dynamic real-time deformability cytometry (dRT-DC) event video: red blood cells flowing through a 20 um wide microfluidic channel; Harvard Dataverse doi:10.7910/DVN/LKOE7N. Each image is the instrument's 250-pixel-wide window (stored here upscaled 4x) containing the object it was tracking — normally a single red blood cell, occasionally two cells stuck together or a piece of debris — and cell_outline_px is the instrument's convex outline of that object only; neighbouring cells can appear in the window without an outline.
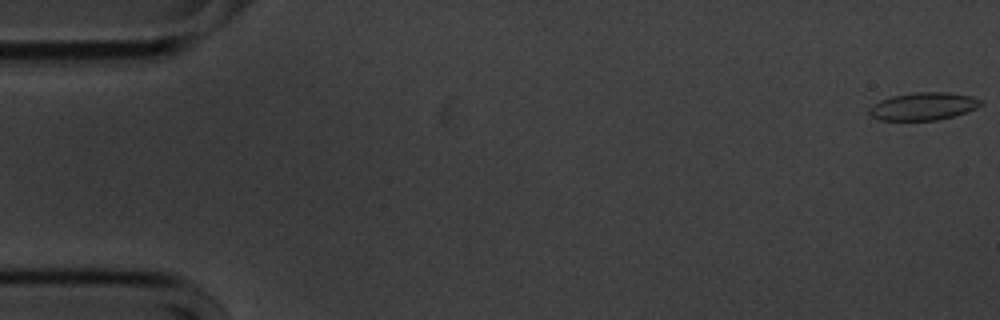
{"species": "common noctule bat (a hibernating species)", "species_latin": "Nyctalus noctula", "temperature_condition": "cold", "stored_images_in_passage": 56, "camera_frame_rate_fps": 3000, "um_per_image_px": 0.085, "animal": {"sex": "male", "body_mass_g": 20.1, "forearm_length_mm": 53.5}, "frame": {"image": 1, "passage_image": 1, "time_ms": 0.0, "image_size_px": [1000, 320], "cell_outline_px": [[984, 104], [976, 108], [952, 116], [936, 120], [880, 120], [872, 116], [868, 112], [868, 108], [872, 104], [880, 100], [892, 96], [916, 92], [948, 92], [972, 96], [980, 100]], "centroid_in_image_um": [78.46, 9.03], "position_along_channel_um": 6.5, "area_um2": 17.92}}
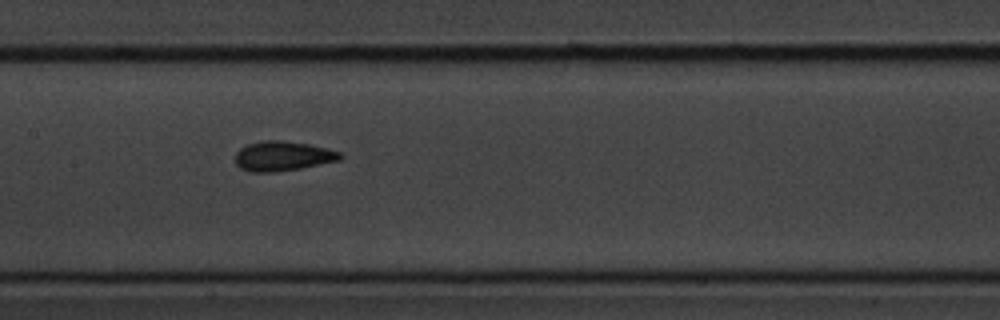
{"frame": {"image": 2, "passage_image": 27, "time_ms": 8.667, "image_size_px": [1000, 320], "cell_outline_px": [[344, 156], [340, 160], [300, 168], [272, 172], [248, 172], [240, 168], [236, 164], [236, 152], [240, 148], [248, 144], [264, 140], [284, 140], [308, 144], [340, 152]], "centroid_in_image_um": [24.01, 13.26], "position_along_channel_um": 183.4, "area_um2": 18.09}}
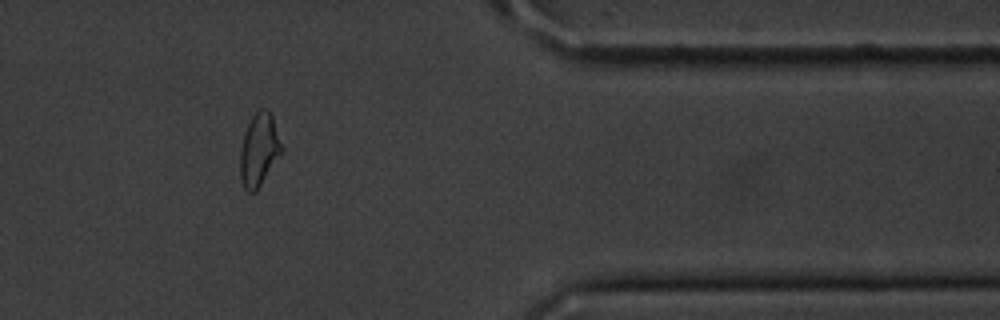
{"frame": {"image": 3, "passage_image": 46, "time_ms": 15.0, "image_size_px": [1000, 320], "cell_outline_px": [[284, 152], [256, 192], [248, 192], [244, 188], [240, 180], [240, 152], [244, 136], [248, 124], [252, 116], [260, 108], [268, 108], [272, 116], [284, 148]], "centroid_in_image_um": [22.05, 12.76], "position_along_channel_um": 389.3, "area_um2": 17.92}, "authors_computed_cell_mechanics": {"area_um2": 17.8602, "velocity_mm_per_s": 3.5909, "shape_relaxation_time_tau1_ms": 6.8103, "shape_relaxation_time_tau2_ms": 2.0952, "deformation_change_tau1": 0.1287, "deformation_change_tau2": 0.0914}}